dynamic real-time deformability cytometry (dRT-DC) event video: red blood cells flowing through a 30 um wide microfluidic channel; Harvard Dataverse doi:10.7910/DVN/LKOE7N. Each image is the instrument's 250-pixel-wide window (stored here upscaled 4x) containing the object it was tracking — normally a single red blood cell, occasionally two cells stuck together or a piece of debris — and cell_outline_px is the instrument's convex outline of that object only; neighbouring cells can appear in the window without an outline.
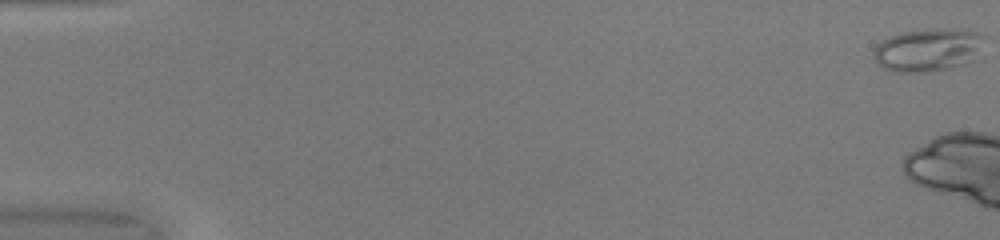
{"species": "common noctule bat (a hibernating species)", "species_latin": "Nyctalus noctula", "temperature_condition": "warm", "stored_images_in_passage": 5, "camera_frame_rate_fps": 3000, "um_per_image_px": 0.085, "animal": {"sex": "female", "body_mass_g": 20.0, "forearm_length_mm": 54.0}, "frame": {"image": 1, "passage_image": 1, "time_ms": 0.0, "image_size_px": [1000, 240], "cell_outline_px": [[984, 36], [980, 60], [948, 68], [928, 72], [892, 72], [876, 64], [872, 52], [876, 44], [888, 36], [900, 32], [948, 28], [952, 28], [980, 32]], "centroid_in_image_um": [78.91, 4.25], "position_along_channel_um": 6.1, "area_um2": 28.5}}